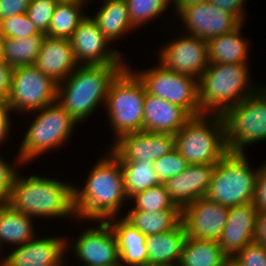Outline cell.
I'll list each match as a JSON object with an SVG mask.
<instances>
[{
	"label": "cell",
	"mask_w": 266,
	"mask_h": 266,
	"mask_svg": "<svg viewBox=\"0 0 266 266\" xmlns=\"http://www.w3.org/2000/svg\"><path fill=\"white\" fill-rule=\"evenodd\" d=\"M96 162L84 186L76 184L73 187L74 208L79 221L107 220L120 216L129 200L124 189L120 161L108 150Z\"/></svg>",
	"instance_id": "cell-1"
},
{
	"label": "cell",
	"mask_w": 266,
	"mask_h": 266,
	"mask_svg": "<svg viewBox=\"0 0 266 266\" xmlns=\"http://www.w3.org/2000/svg\"><path fill=\"white\" fill-rule=\"evenodd\" d=\"M71 183L39 174L24 177L19 169L6 203L34 219L51 221L54 218L63 220L65 217L78 222L74 208V183Z\"/></svg>",
	"instance_id": "cell-2"
},
{
	"label": "cell",
	"mask_w": 266,
	"mask_h": 266,
	"mask_svg": "<svg viewBox=\"0 0 266 266\" xmlns=\"http://www.w3.org/2000/svg\"><path fill=\"white\" fill-rule=\"evenodd\" d=\"M128 64L79 65L57 84L56 101L78 122L105 106L111 82Z\"/></svg>",
	"instance_id": "cell-3"
},
{
	"label": "cell",
	"mask_w": 266,
	"mask_h": 266,
	"mask_svg": "<svg viewBox=\"0 0 266 266\" xmlns=\"http://www.w3.org/2000/svg\"><path fill=\"white\" fill-rule=\"evenodd\" d=\"M249 64H209L198 79L202 114L222 115L254 93L261 84L250 77Z\"/></svg>",
	"instance_id": "cell-4"
},
{
	"label": "cell",
	"mask_w": 266,
	"mask_h": 266,
	"mask_svg": "<svg viewBox=\"0 0 266 266\" xmlns=\"http://www.w3.org/2000/svg\"><path fill=\"white\" fill-rule=\"evenodd\" d=\"M28 114L35 117H32L33 121L18 149L17 156L23 167L45 152L50 153L53 149L58 150L60 146H66L78 124L57 101Z\"/></svg>",
	"instance_id": "cell-5"
},
{
	"label": "cell",
	"mask_w": 266,
	"mask_h": 266,
	"mask_svg": "<svg viewBox=\"0 0 266 266\" xmlns=\"http://www.w3.org/2000/svg\"><path fill=\"white\" fill-rule=\"evenodd\" d=\"M146 88L126 66L111 82L104 109L115 140L125 134L143 131Z\"/></svg>",
	"instance_id": "cell-6"
},
{
	"label": "cell",
	"mask_w": 266,
	"mask_h": 266,
	"mask_svg": "<svg viewBox=\"0 0 266 266\" xmlns=\"http://www.w3.org/2000/svg\"><path fill=\"white\" fill-rule=\"evenodd\" d=\"M174 138L175 148L189 164H217L229 152L218 114L192 116Z\"/></svg>",
	"instance_id": "cell-7"
},
{
	"label": "cell",
	"mask_w": 266,
	"mask_h": 266,
	"mask_svg": "<svg viewBox=\"0 0 266 266\" xmlns=\"http://www.w3.org/2000/svg\"><path fill=\"white\" fill-rule=\"evenodd\" d=\"M246 156L229 151L216 164L206 198L228 207L254 201L260 167L251 168Z\"/></svg>",
	"instance_id": "cell-8"
},
{
	"label": "cell",
	"mask_w": 266,
	"mask_h": 266,
	"mask_svg": "<svg viewBox=\"0 0 266 266\" xmlns=\"http://www.w3.org/2000/svg\"><path fill=\"white\" fill-rule=\"evenodd\" d=\"M221 116L228 151L247 153L250 145L266 141V86H260Z\"/></svg>",
	"instance_id": "cell-9"
},
{
	"label": "cell",
	"mask_w": 266,
	"mask_h": 266,
	"mask_svg": "<svg viewBox=\"0 0 266 266\" xmlns=\"http://www.w3.org/2000/svg\"><path fill=\"white\" fill-rule=\"evenodd\" d=\"M143 82L146 92L182 107L191 117L201 115L198 79L173 72L157 62L155 66L141 70L132 69Z\"/></svg>",
	"instance_id": "cell-10"
},
{
	"label": "cell",
	"mask_w": 266,
	"mask_h": 266,
	"mask_svg": "<svg viewBox=\"0 0 266 266\" xmlns=\"http://www.w3.org/2000/svg\"><path fill=\"white\" fill-rule=\"evenodd\" d=\"M56 95L57 83L35 65L13 68L6 102L11 113L23 115L37 111L56 102Z\"/></svg>",
	"instance_id": "cell-11"
},
{
	"label": "cell",
	"mask_w": 266,
	"mask_h": 266,
	"mask_svg": "<svg viewBox=\"0 0 266 266\" xmlns=\"http://www.w3.org/2000/svg\"><path fill=\"white\" fill-rule=\"evenodd\" d=\"M97 224L82 230L75 240L68 239L67 254L73 252L82 266H111L120 264L116 237L106 220H95ZM74 241V242H72ZM72 243V244H70ZM69 249H72V251ZM69 251V252H68Z\"/></svg>",
	"instance_id": "cell-12"
},
{
	"label": "cell",
	"mask_w": 266,
	"mask_h": 266,
	"mask_svg": "<svg viewBox=\"0 0 266 266\" xmlns=\"http://www.w3.org/2000/svg\"><path fill=\"white\" fill-rule=\"evenodd\" d=\"M172 9L174 16H177L176 19L179 18L178 20L182 22L183 32L205 41L228 33L242 24L234 14L217 7L210 1Z\"/></svg>",
	"instance_id": "cell-13"
},
{
	"label": "cell",
	"mask_w": 266,
	"mask_h": 266,
	"mask_svg": "<svg viewBox=\"0 0 266 266\" xmlns=\"http://www.w3.org/2000/svg\"><path fill=\"white\" fill-rule=\"evenodd\" d=\"M178 36L158 49V63L173 72L199 79L209 65L207 41L186 33Z\"/></svg>",
	"instance_id": "cell-14"
},
{
	"label": "cell",
	"mask_w": 266,
	"mask_h": 266,
	"mask_svg": "<svg viewBox=\"0 0 266 266\" xmlns=\"http://www.w3.org/2000/svg\"><path fill=\"white\" fill-rule=\"evenodd\" d=\"M69 39L78 65L127 64L126 58L122 57L125 55L114 46L110 47L111 43L89 15L84 17Z\"/></svg>",
	"instance_id": "cell-15"
},
{
	"label": "cell",
	"mask_w": 266,
	"mask_h": 266,
	"mask_svg": "<svg viewBox=\"0 0 266 266\" xmlns=\"http://www.w3.org/2000/svg\"><path fill=\"white\" fill-rule=\"evenodd\" d=\"M59 236L37 235L12 251L10 248L0 266H67V238Z\"/></svg>",
	"instance_id": "cell-16"
},
{
	"label": "cell",
	"mask_w": 266,
	"mask_h": 266,
	"mask_svg": "<svg viewBox=\"0 0 266 266\" xmlns=\"http://www.w3.org/2000/svg\"><path fill=\"white\" fill-rule=\"evenodd\" d=\"M174 148L173 134L140 131L121 136L110 146L109 151L119 161L153 163Z\"/></svg>",
	"instance_id": "cell-17"
},
{
	"label": "cell",
	"mask_w": 266,
	"mask_h": 266,
	"mask_svg": "<svg viewBox=\"0 0 266 266\" xmlns=\"http://www.w3.org/2000/svg\"><path fill=\"white\" fill-rule=\"evenodd\" d=\"M229 207L206 197L195 200L181 210L188 237L218 241L228 218Z\"/></svg>",
	"instance_id": "cell-18"
},
{
	"label": "cell",
	"mask_w": 266,
	"mask_h": 266,
	"mask_svg": "<svg viewBox=\"0 0 266 266\" xmlns=\"http://www.w3.org/2000/svg\"><path fill=\"white\" fill-rule=\"evenodd\" d=\"M258 209L254 202L229 207L226 225L218 240L222 251L232 258L255 240Z\"/></svg>",
	"instance_id": "cell-19"
},
{
	"label": "cell",
	"mask_w": 266,
	"mask_h": 266,
	"mask_svg": "<svg viewBox=\"0 0 266 266\" xmlns=\"http://www.w3.org/2000/svg\"><path fill=\"white\" fill-rule=\"evenodd\" d=\"M216 164H189L187 169L163 184L171 200L181 210L206 196Z\"/></svg>",
	"instance_id": "cell-20"
},
{
	"label": "cell",
	"mask_w": 266,
	"mask_h": 266,
	"mask_svg": "<svg viewBox=\"0 0 266 266\" xmlns=\"http://www.w3.org/2000/svg\"><path fill=\"white\" fill-rule=\"evenodd\" d=\"M34 65L57 84L63 82L79 66L70 39L47 35Z\"/></svg>",
	"instance_id": "cell-21"
},
{
	"label": "cell",
	"mask_w": 266,
	"mask_h": 266,
	"mask_svg": "<svg viewBox=\"0 0 266 266\" xmlns=\"http://www.w3.org/2000/svg\"><path fill=\"white\" fill-rule=\"evenodd\" d=\"M190 118L182 107L146 92L143 131L175 135Z\"/></svg>",
	"instance_id": "cell-22"
},
{
	"label": "cell",
	"mask_w": 266,
	"mask_h": 266,
	"mask_svg": "<svg viewBox=\"0 0 266 266\" xmlns=\"http://www.w3.org/2000/svg\"><path fill=\"white\" fill-rule=\"evenodd\" d=\"M106 221L116 237L120 264L122 266H139L147 263L146 236L123 216H113Z\"/></svg>",
	"instance_id": "cell-23"
},
{
	"label": "cell",
	"mask_w": 266,
	"mask_h": 266,
	"mask_svg": "<svg viewBox=\"0 0 266 266\" xmlns=\"http://www.w3.org/2000/svg\"><path fill=\"white\" fill-rule=\"evenodd\" d=\"M242 23L236 29L207 41L209 64L242 63L249 64L251 50L248 38L242 35Z\"/></svg>",
	"instance_id": "cell-24"
},
{
	"label": "cell",
	"mask_w": 266,
	"mask_h": 266,
	"mask_svg": "<svg viewBox=\"0 0 266 266\" xmlns=\"http://www.w3.org/2000/svg\"><path fill=\"white\" fill-rule=\"evenodd\" d=\"M93 0H89V3ZM102 5L92 15L98 28L107 40L114 41L129 35L134 30L129 18L126 0H102ZM129 33V34H128Z\"/></svg>",
	"instance_id": "cell-25"
},
{
	"label": "cell",
	"mask_w": 266,
	"mask_h": 266,
	"mask_svg": "<svg viewBox=\"0 0 266 266\" xmlns=\"http://www.w3.org/2000/svg\"><path fill=\"white\" fill-rule=\"evenodd\" d=\"M36 219L14 210L10 205L0 203V250L25 244L37 236L33 223ZM7 244V245H6Z\"/></svg>",
	"instance_id": "cell-26"
},
{
	"label": "cell",
	"mask_w": 266,
	"mask_h": 266,
	"mask_svg": "<svg viewBox=\"0 0 266 266\" xmlns=\"http://www.w3.org/2000/svg\"><path fill=\"white\" fill-rule=\"evenodd\" d=\"M186 237L182 222L171 231L146 236L148 262L178 265Z\"/></svg>",
	"instance_id": "cell-27"
},
{
	"label": "cell",
	"mask_w": 266,
	"mask_h": 266,
	"mask_svg": "<svg viewBox=\"0 0 266 266\" xmlns=\"http://www.w3.org/2000/svg\"><path fill=\"white\" fill-rule=\"evenodd\" d=\"M228 259L218 241L187 236L178 266H223Z\"/></svg>",
	"instance_id": "cell-28"
},
{
	"label": "cell",
	"mask_w": 266,
	"mask_h": 266,
	"mask_svg": "<svg viewBox=\"0 0 266 266\" xmlns=\"http://www.w3.org/2000/svg\"><path fill=\"white\" fill-rule=\"evenodd\" d=\"M125 212L123 217L145 236L171 231L182 222L181 210Z\"/></svg>",
	"instance_id": "cell-29"
},
{
	"label": "cell",
	"mask_w": 266,
	"mask_h": 266,
	"mask_svg": "<svg viewBox=\"0 0 266 266\" xmlns=\"http://www.w3.org/2000/svg\"><path fill=\"white\" fill-rule=\"evenodd\" d=\"M45 36L38 34L25 38H4L3 60L12 68L34 65Z\"/></svg>",
	"instance_id": "cell-30"
},
{
	"label": "cell",
	"mask_w": 266,
	"mask_h": 266,
	"mask_svg": "<svg viewBox=\"0 0 266 266\" xmlns=\"http://www.w3.org/2000/svg\"><path fill=\"white\" fill-rule=\"evenodd\" d=\"M120 163L124 189L128 199L137 192L161 184L152 162L120 161Z\"/></svg>",
	"instance_id": "cell-31"
},
{
	"label": "cell",
	"mask_w": 266,
	"mask_h": 266,
	"mask_svg": "<svg viewBox=\"0 0 266 266\" xmlns=\"http://www.w3.org/2000/svg\"><path fill=\"white\" fill-rule=\"evenodd\" d=\"M88 4L89 2L57 4L46 35L69 39L87 15L84 9Z\"/></svg>",
	"instance_id": "cell-32"
},
{
	"label": "cell",
	"mask_w": 266,
	"mask_h": 266,
	"mask_svg": "<svg viewBox=\"0 0 266 266\" xmlns=\"http://www.w3.org/2000/svg\"><path fill=\"white\" fill-rule=\"evenodd\" d=\"M129 202L133 205L127 211L181 210L171 200L163 183L145 191L137 192L129 199Z\"/></svg>",
	"instance_id": "cell-33"
},
{
	"label": "cell",
	"mask_w": 266,
	"mask_h": 266,
	"mask_svg": "<svg viewBox=\"0 0 266 266\" xmlns=\"http://www.w3.org/2000/svg\"><path fill=\"white\" fill-rule=\"evenodd\" d=\"M129 18L134 29L157 20L173 6V0H126Z\"/></svg>",
	"instance_id": "cell-34"
},
{
	"label": "cell",
	"mask_w": 266,
	"mask_h": 266,
	"mask_svg": "<svg viewBox=\"0 0 266 266\" xmlns=\"http://www.w3.org/2000/svg\"><path fill=\"white\" fill-rule=\"evenodd\" d=\"M0 34L4 38H25L41 33L27 13L14 15L0 20Z\"/></svg>",
	"instance_id": "cell-35"
},
{
	"label": "cell",
	"mask_w": 266,
	"mask_h": 266,
	"mask_svg": "<svg viewBox=\"0 0 266 266\" xmlns=\"http://www.w3.org/2000/svg\"><path fill=\"white\" fill-rule=\"evenodd\" d=\"M155 172L161 183L166 180L181 174L189 165L181 153L174 148L168 154H165L160 159L153 162Z\"/></svg>",
	"instance_id": "cell-36"
},
{
	"label": "cell",
	"mask_w": 266,
	"mask_h": 266,
	"mask_svg": "<svg viewBox=\"0 0 266 266\" xmlns=\"http://www.w3.org/2000/svg\"><path fill=\"white\" fill-rule=\"evenodd\" d=\"M56 5L53 0H31L27 9L28 17L37 26L38 30L45 35L48 33Z\"/></svg>",
	"instance_id": "cell-37"
},
{
	"label": "cell",
	"mask_w": 266,
	"mask_h": 266,
	"mask_svg": "<svg viewBox=\"0 0 266 266\" xmlns=\"http://www.w3.org/2000/svg\"><path fill=\"white\" fill-rule=\"evenodd\" d=\"M231 259L239 266H266V247L254 240Z\"/></svg>",
	"instance_id": "cell-38"
},
{
	"label": "cell",
	"mask_w": 266,
	"mask_h": 266,
	"mask_svg": "<svg viewBox=\"0 0 266 266\" xmlns=\"http://www.w3.org/2000/svg\"><path fill=\"white\" fill-rule=\"evenodd\" d=\"M12 162L14 163L12 164ZM12 162L6 161L0 154V203L8 201L18 167L20 168L23 165L18 156Z\"/></svg>",
	"instance_id": "cell-39"
},
{
	"label": "cell",
	"mask_w": 266,
	"mask_h": 266,
	"mask_svg": "<svg viewBox=\"0 0 266 266\" xmlns=\"http://www.w3.org/2000/svg\"><path fill=\"white\" fill-rule=\"evenodd\" d=\"M253 202L258 211H266V161L258 171Z\"/></svg>",
	"instance_id": "cell-40"
},
{
	"label": "cell",
	"mask_w": 266,
	"mask_h": 266,
	"mask_svg": "<svg viewBox=\"0 0 266 266\" xmlns=\"http://www.w3.org/2000/svg\"><path fill=\"white\" fill-rule=\"evenodd\" d=\"M31 0H0V20L27 12Z\"/></svg>",
	"instance_id": "cell-41"
},
{
	"label": "cell",
	"mask_w": 266,
	"mask_h": 266,
	"mask_svg": "<svg viewBox=\"0 0 266 266\" xmlns=\"http://www.w3.org/2000/svg\"><path fill=\"white\" fill-rule=\"evenodd\" d=\"M217 7L234 14L242 23L246 22V0H209Z\"/></svg>",
	"instance_id": "cell-42"
},
{
	"label": "cell",
	"mask_w": 266,
	"mask_h": 266,
	"mask_svg": "<svg viewBox=\"0 0 266 266\" xmlns=\"http://www.w3.org/2000/svg\"><path fill=\"white\" fill-rule=\"evenodd\" d=\"M13 68L4 60L0 61V102H7L10 89Z\"/></svg>",
	"instance_id": "cell-43"
},
{
	"label": "cell",
	"mask_w": 266,
	"mask_h": 266,
	"mask_svg": "<svg viewBox=\"0 0 266 266\" xmlns=\"http://www.w3.org/2000/svg\"><path fill=\"white\" fill-rule=\"evenodd\" d=\"M12 113L6 102H0V144L1 147L6 139L10 138V131L12 130ZM9 136V137H8Z\"/></svg>",
	"instance_id": "cell-44"
},
{
	"label": "cell",
	"mask_w": 266,
	"mask_h": 266,
	"mask_svg": "<svg viewBox=\"0 0 266 266\" xmlns=\"http://www.w3.org/2000/svg\"><path fill=\"white\" fill-rule=\"evenodd\" d=\"M255 240L266 247V211H258Z\"/></svg>",
	"instance_id": "cell-45"
},
{
	"label": "cell",
	"mask_w": 266,
	"mask_h": 266,
	"mask_svg": "<svg viewBox=\"0 0 266 266\" xmlns=\"http://www.w3.org/2000/svg\"><path fill=\"white\" fill-rule=\"evenodd\" d=\"M209 0H173V7H186L192 4L204 3Z\"/></svg>",
	"instance_id": "cell-46"
},
{
	"label": "cell",
	"mask_w": 266,
	"mask_h": 266,
	"mask_svg": "<svg viewBox=\"0 0 266 266\" xmlns=\"http://www.w3.org/2000/svg\"><path fill=\"white\" fill-rule=\"evenodd\" d=\"M56 4H67L74 2H89V0H53Z\"/></svg>",
	"instance_id": "cell-47"
},
{
	"label": "cell",
	"mask_w": 266,
	"mask_h": 266,
	"mask_svg": "<svg viewBox=\"0 0 266 266\" xmlns=\"http://www.w3.org/2000/svg\"><path fill=\"white\" fill-rule=\"evenodd\" d=\"M139 266H178V265H172V264H166V263H152V262H147Z\"/></svg>",
	"instance_id": "cell-48"
},
{
	"label": "cell",
	"mask_w": 266,
	"mask_h": 266,
	"mask_svg": "<svg viewBox=\"0 0 266 266\" xmlns=\"http://www.w3.org/2000/svg\"><path fill=\"white\" fill-rule=\"evenodd\" d=\"M3 43L4 37L0 34V61L3 60Z\"/></svg>",
	"instance_id": "cell-49"
},
{
	"label": "cell",
	"mask_w": 266,
	"mask_h": 266,
	"mask_svg": "<svg viewBox=\"0 0 266 266\" xmlns=\"http://www.w3.org/2000/svg\"><path fill=\"white\" fill-rule=\"evenodd\" d=\"M225 266H239V265L236 264L231 258H229L225 263Z\"/></svg>",
	"instance_id": "cell-50"
},
{
	"label": "cell",
	"mask_w": 266,
	"mask_h": 266,
	"mask_svg": "<svg viewBox=\"0 0 266 266\" xmlns=\"http://www.w3.org/2000/svg\"><path fill=\"white\" fill-rule=\"evenodd\" d=\"M0 255H1V250H0ZM2 260H3V257H0V265H1Z\"/></svg>",
	"instance_id": "cell-51"
}]
</instances>
